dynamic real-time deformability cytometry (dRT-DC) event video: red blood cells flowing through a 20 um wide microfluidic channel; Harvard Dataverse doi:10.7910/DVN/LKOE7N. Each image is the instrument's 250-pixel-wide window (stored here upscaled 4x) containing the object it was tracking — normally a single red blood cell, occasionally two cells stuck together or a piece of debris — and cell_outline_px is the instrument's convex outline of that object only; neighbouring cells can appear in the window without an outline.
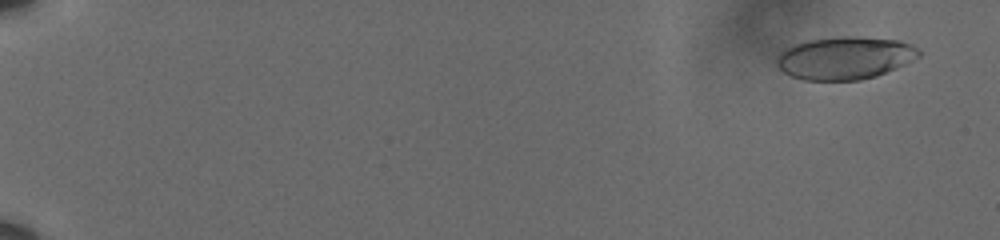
{"species": "human", "species_latin": "Homo sapiens", "temperature_condition": "cold", "stored_images_in_passage": 60, "camera_frame_rate_fps": 3000, "um_per_image_px": 0.085, "donor": {"sex": "male"}, "frame": {"image": 1, "passage_image": 3, "time_ms": 0.667, "image_size_px": [1000, 240], "cell_outline_px": [[924, 52], [920, 56], [896, 68], [876, 76], [860, 80], [804, 80], [792, 76], [784, 72], [776, 64], [776, 56], [784, 48], [808, 40], [840, 36], [856, 36], [900, 40], [912, 44], [920, 48]], "centroid_in_image_um": [71.84, 4.91], "position_along_channel_um": 13.2, "area_um2": 35.66}}
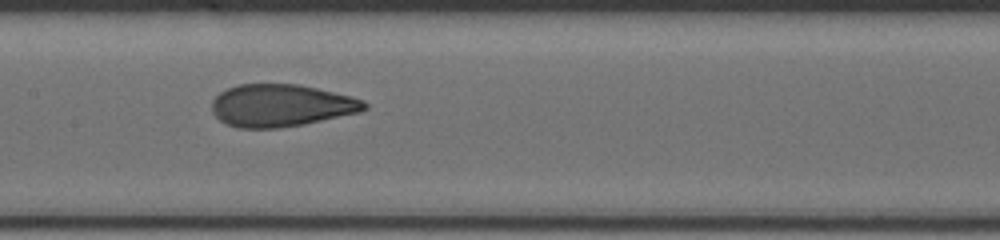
{"frame": {"image": 2, "passage_image": 33, "time_ms": 10.667, "image_size_px": [1000, 240], "cell_outline_px": [[368, 108], [360, 112], [304, 124], [276, 128], [236, 128], [220, 120], [212, 112], [212, 100], [220, 92], [236, 84], [300, 84], [352, 96], [364, 100], [368, 104]], "centroid_in_image_um": [23.9, 8.96], "position_along_channel_um": 183.5, "area_um2": 37.8}}
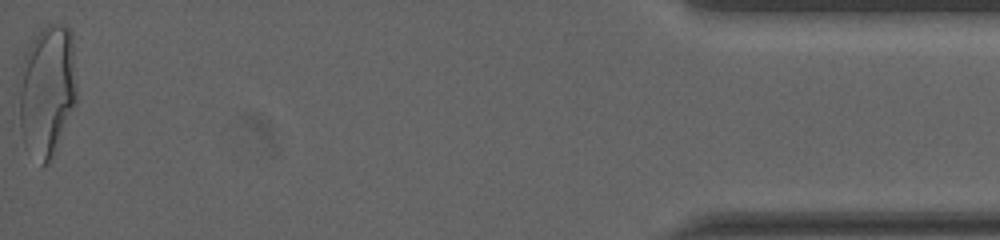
{"frame": {"image": 3, "passage_image": 60, "time_ms": 19.667, "image_size_px": [1000, 240], "cell_outline_px": [[76, 104], [52, 160], [44, 164], [40, 164], [24, 144], [20, 128], [20, 72], [24, 56], [32, 40], [48, 24], [60, 24], [68, 28], [72, 32], [76, 92]], "centroid_in_image_um": [4.02, 7.73], "position_along_channel_um": 431.2, "area_um2": 44.16}, "authors_computed_cell_mechanics": {"area_um2": 37.6567, "velocity_mm_per_s": 3.6018, "shape_relaxation_time_tau1_ms": 7.4126, "shape_relaxation_time_tau2_ms": 0.9631, "deformation_change_tau1": 0.2355, "deformation_change_tau2": 0.081}}